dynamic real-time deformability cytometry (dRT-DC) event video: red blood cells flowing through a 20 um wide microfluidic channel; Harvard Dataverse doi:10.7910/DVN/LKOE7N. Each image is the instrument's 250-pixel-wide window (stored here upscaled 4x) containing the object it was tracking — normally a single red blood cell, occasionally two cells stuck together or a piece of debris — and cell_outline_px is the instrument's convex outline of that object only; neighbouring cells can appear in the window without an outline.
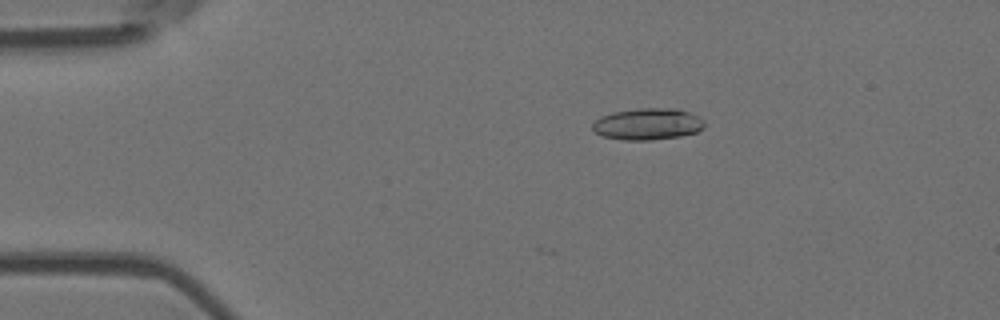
{"species": "Egyptian fruit bat (a non-hibernating species)", "species_latin": "Rousettus aegyptiacus", "temperature_condition": "room temperature", "stored_images_in_passage": 5, "camera_frame_rate_fps": 3000, "um_per_image_px": 0.085, "animal": {"sex": "female"}, "frame": {"image": 1, "passage_image": 1, "time_ms": 0.0, "image_size_px": [1000, 320], "cell_outline_px": [[704, 128], [696, 132], [680, 136], [652, 140], [624, 140], [604, 136], [596, 132], [592, 128], [592, 124], [600, 116], [612, 112], [640, 108], [676, 108], [700, 116], [704, 120]], "centroid_in_image_um": [55.07, 10.53], "position_along_channel_um": 29.9, "area_um2": 20.69}}
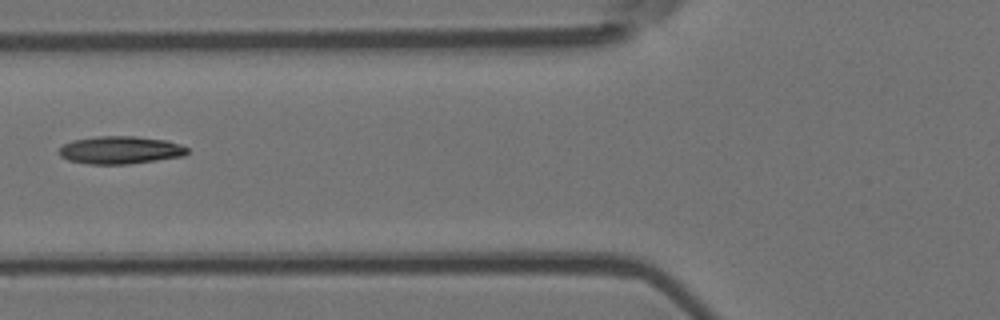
{"frame": {"image": 2, "passage_image": 4, "time_ms": 1.0, "image_size_px": [1000, 320], "cell_outline_px": [[188, 152], [184, 156], [128, 164], [88, 164], [68, 160], [60, 156], [60, 148], [64, 144], [72, 140], [96, 136], [136, 136], [164, 140], [180, 144], [188, 148]], "centroid_in_image_um": [10.22, 12.75], "position_along_channel_um": 115.6, "area_um2": 20.69}}
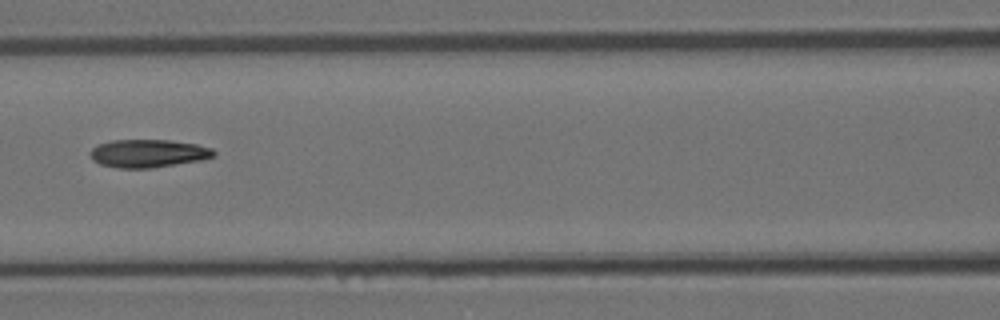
{"frame": {"image": 3, "passage_image": 5, "time_ms": 1.333, "image_size_px": [1000, 320], "cell_outline_px": [[216, 156], [200, 160], [152, 168], [116, 168], [100, 164], [92, 160], [88, 152], [92, 148], [100, 144], [112, 140], [168, 140], [196, 144], [212, 148], [216, 152]], "centroid_in_image_um": [12.58, 13.04], "position_along_channel_um": 154.0, "area_um2": 20.23}}